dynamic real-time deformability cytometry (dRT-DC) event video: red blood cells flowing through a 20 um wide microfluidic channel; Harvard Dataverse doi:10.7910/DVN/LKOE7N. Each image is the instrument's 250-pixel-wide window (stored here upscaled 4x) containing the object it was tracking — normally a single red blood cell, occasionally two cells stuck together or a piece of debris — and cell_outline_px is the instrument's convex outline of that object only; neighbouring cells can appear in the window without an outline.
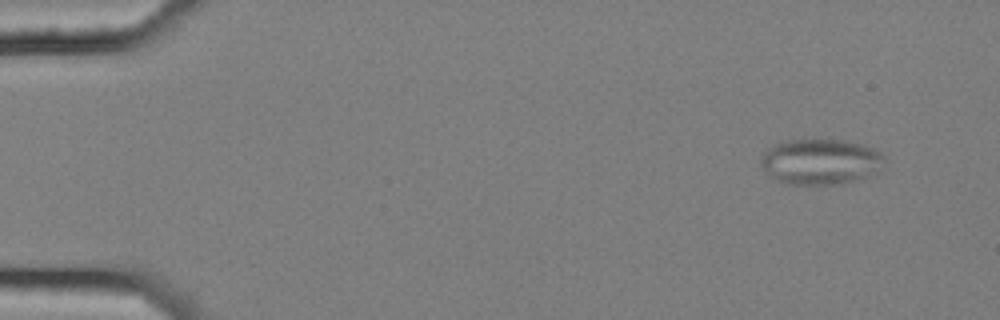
{"species": "common noctule bat (a hibernating species)", "species_latin": "Nyctalus noctula", "temperature_condition": "cold", "stored_images_in_passage": 9, "camera_frame_rate_fps": 3000, "um_per_image_px": 0.085, "animal": {"sex": "female", "body_mass_g": 25.1}, "frame": {"image": 1, "passage_image": 1, "time_ms": 0.0, "image_size_px": [1000, 320], "cell_outline_px": [[884, 156], [880, 172], [868, 176], [840, 184], [788, 184], [776, 180], [768, 176], [760, 164], [760, 156], [772, 144], [788, 140], [844, 140], [860, 144], [872, 148], [880, 152]], "centroid_in_image_um": [69.7, 13.75], "position_along_channel_um": 15.3, "area_um2": 33.0}}